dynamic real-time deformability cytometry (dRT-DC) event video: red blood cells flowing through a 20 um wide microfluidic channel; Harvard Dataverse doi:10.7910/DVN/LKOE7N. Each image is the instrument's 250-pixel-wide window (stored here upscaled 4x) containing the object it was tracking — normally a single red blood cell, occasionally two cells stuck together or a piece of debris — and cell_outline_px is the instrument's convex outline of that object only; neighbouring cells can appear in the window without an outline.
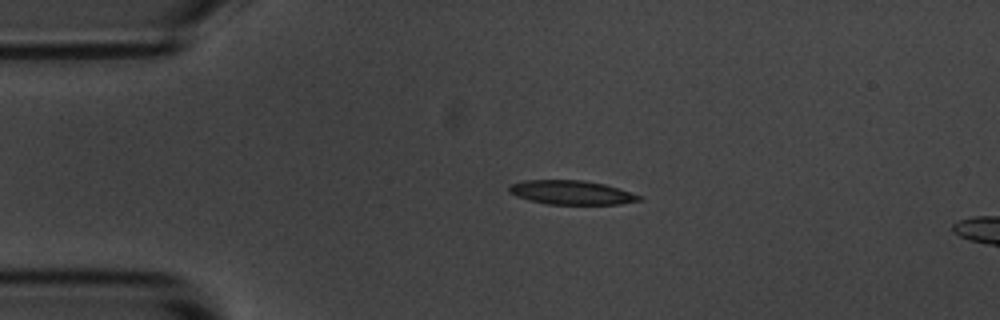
{"species": "common noctule bat (a hibernating species)", "species_latin": "Nyctalus noctula", "temperature_condition": "room temperature", "stored_images_in_passage": 45, "segment_of_instrument_passage": [1, 2], "camera_frame_rate_fps": 3000, "um_per_image_px": 0.085, "animal": {"sex": "male", "body_mass_g": 20.1, "forearm_length_mm": 53.5}, "frame": {"image": 1, "passage_image": 1, "time_ms": 0.0, "image_size_px": [1000, 320], "cell_outline_px": [[644, 200], [620, 204], [548, 204], [528, 200], [516, 196], [508, 192], [508, 184], [524, 180], [584, 180], [604, 184], [644, 196]], "centroid_in_image_um": [48.57, 16.36], "position_along_channel_um": 36.4, "area_um2": 18.44}}
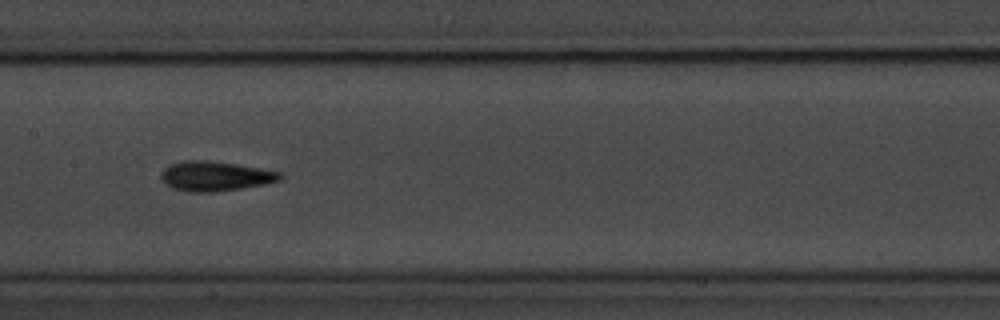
{"frame": {"image": 2, "passage_image": 16, "time_ms": 5.0, "image_size_px": [1000, 320], "cell_outline_px": [[284, 176], [280, 180], [264, 184], [240, 188], [212, 192], [188, 192], [176, 188], [168, 184], [160, 176], [164, 168], [168, 164], [184, 160], [204, 160], [236, 164], [260, 168], [280, 172]], "centroid_in_image_um": [18.3, 14.96], "position_along_channel_um": 189.1, "area_um2": 20.35}}
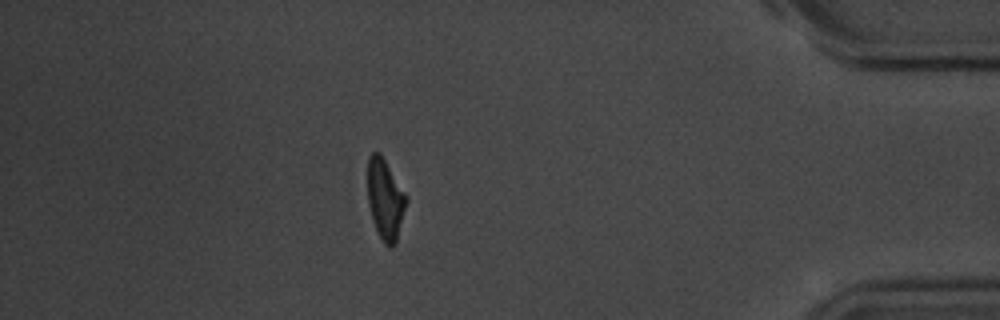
{"frame": {"image": 3, "passage_image": 37, "time_ms": 12.0, "image_size_px": [1000, 320], "cell_outline_px": [[408, 200], [396, 244], [392, 248], [388, 248], [384, 244], [372, 220], [368, 204], [368, 156], [372, 152], [380, 152], [408, 196]], "centroid_in_image_um": [32.76, 16.95], "position_along_channel_um": 402.4, "area_um2": 18.44}}